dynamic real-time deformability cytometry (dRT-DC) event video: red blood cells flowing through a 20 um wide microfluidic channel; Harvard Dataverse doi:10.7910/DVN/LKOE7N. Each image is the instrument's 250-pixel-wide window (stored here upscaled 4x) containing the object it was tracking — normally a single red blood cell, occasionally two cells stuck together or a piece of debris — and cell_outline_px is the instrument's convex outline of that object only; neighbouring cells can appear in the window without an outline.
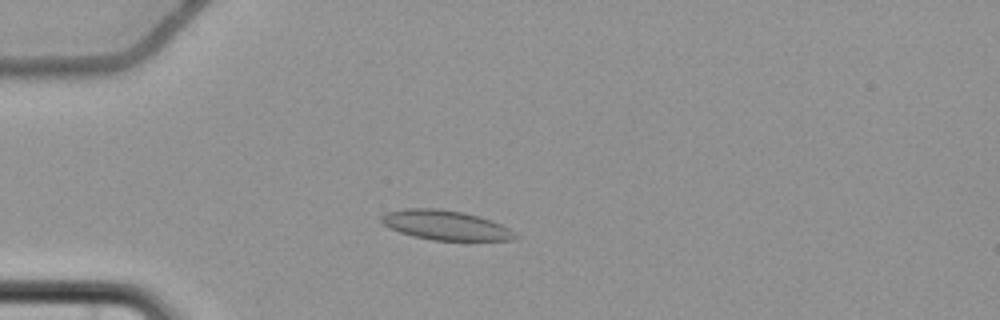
{"species": "common noctule bat (a hibernating species)", "species_latin": "Nyctalus noctula", "temperature_condition": "cold", "stored_images_in_passage": 7, "camera_frame_rate_fps": 3000, "um_per_image_px": 0.085, "animal": {"sex": "female", "body_mass_g": 22.7, "forearm_length_mm": 54.2}, "frame": {"image": 1, "passage_image": 4, "time_ms": 3.667, "image_size_px": [1000, 320], "cell_outline_px": [[516, 236], [512, 240], [432, 240], [412, 236], [400, 232], [384, 224], [380, 220], [380, 216], [388, 212], [404, 208], [440, 208], [464, 212], [492, 220], [508, 228]], "centroid_in_image_um": [37.83, 19.12], "position_along_channel_um": 47.2, "area_um2": 22.89}}
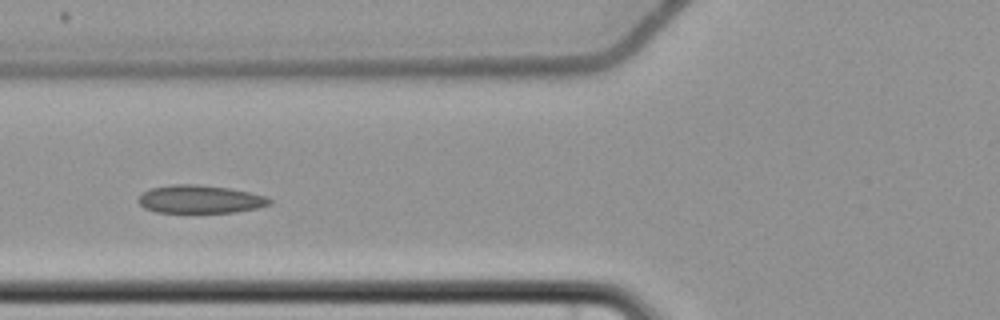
{"frame": {"image": 2, "passage_image": 6, "time_ms": 6.0, "image_size_px": [1000, 320], "cell_outline_px": [[272, 200], [268, 204], [256, 208], [236, 212], [156, 212], [144, 208], [136, 200], [144, 192], [152, 188], [172, 184], [196, 184], [228, 188], [248, 192], [264, 196]], "centroid_in_image_um": [16.96, 16.93], "position_along_channel_um": 108.8, "area_um2": 21.15}}
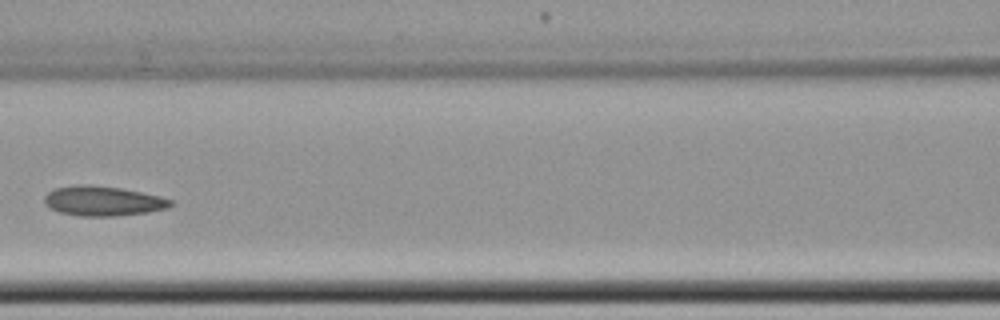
{"frame": {"image": 3, "passage_image": 7, "time_ms": 7.333, "image_size_px": [1000, 320], "cell_outline_px": [[176, 204], [168, 208], [148, 212], [116, 216], [80, 216], [60, 212], [44, 204], [44, 196], [48, 192], [56, 188], [76, 184], [92, 184], [120, 188], [160, 196], [172, 200]], "centroid_in_image_um": [8.77, 17.08], "position_along_channel_um": 157.8, "area_um2": 22.02}}